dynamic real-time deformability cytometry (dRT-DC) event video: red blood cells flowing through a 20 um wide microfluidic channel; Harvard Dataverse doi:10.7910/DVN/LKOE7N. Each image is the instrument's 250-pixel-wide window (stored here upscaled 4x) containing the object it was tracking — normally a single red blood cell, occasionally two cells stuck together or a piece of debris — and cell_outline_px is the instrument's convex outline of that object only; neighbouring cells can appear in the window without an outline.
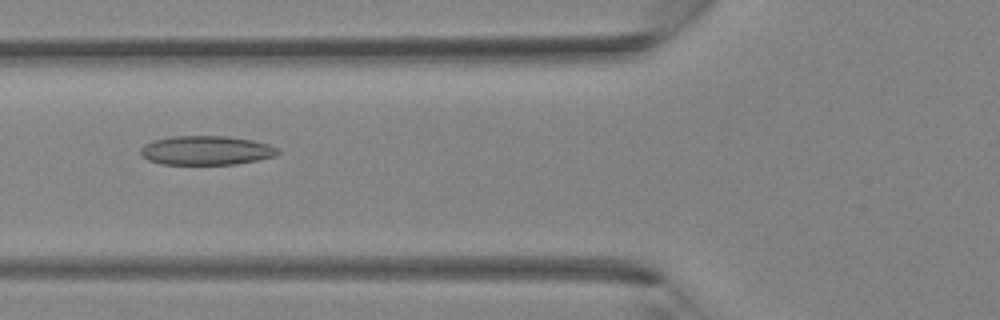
{"species": "Egyptian fruit bat (a non-hibernating species)", "species_latin": "Rousettus aegyptiacus", "temperature_condition": "room temperature", "stored_images_in_passage": 32, "camera_frame_rate_fps": 3000, "um_per_image_px": 0.085, "animal": {"sex": "female"}, "frame": {"image": 1, "passage_image": 9, "time_ms": 2.667, "image_size_px": [1000, 320], "cell_outline_px": [[280, 152], [276, 156], [260, 160], [236, 164], [160, 164], [148, 160], [140, 152], [140, 148], [144, 144], [152, 140], [172, 136], [228, 136], [252, 140], [268, 144], [276, 148]], "centroid_in_image_um": [17.53, 12.78], "position_along_channel_um": 108.3, "area_um2": 23.41}}
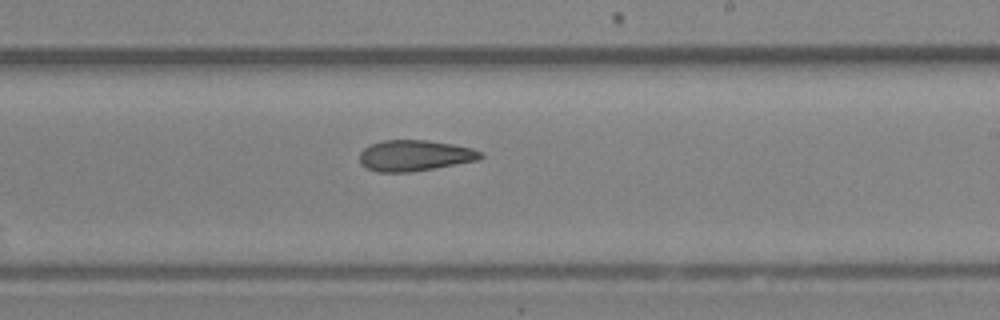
{"frame": {"image": 2, "passage_image": 17, "time_ms": 5.333, "image_size_px": [1000, 320], "cell_outline_px": [[484, 156], [480, 160], [408, 172], [376, 172], [360, 164], [360, 152], [368, 144], [384, 140], [428, 140], [452, 144], [472, 148], [484, 152]], "centroid_in_image_um": [35.26, 13.21], "position_along_channel_um": 253.7, "area_um2": 21.91}}
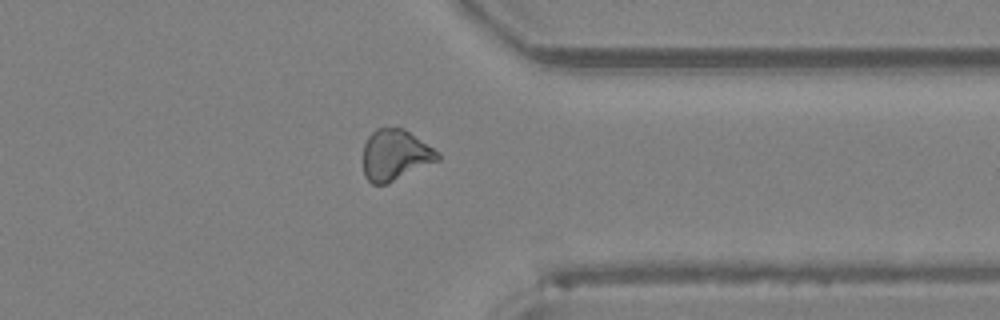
{"frame": {"image": 3, "passage_image": 24, "time_ms": 7.667, "image_size_px": [1000, 320], "cell_outline_px": [[440, 160], [388, 184], [372, 184], [364, 176], [364, 144], [368, 136], [376, 128], [404, 128], [440, 152]], "centroid_in_image_um": [33.61, 13.18], "position_along_channel_um": 377.8, "area_um2": 22.31}}